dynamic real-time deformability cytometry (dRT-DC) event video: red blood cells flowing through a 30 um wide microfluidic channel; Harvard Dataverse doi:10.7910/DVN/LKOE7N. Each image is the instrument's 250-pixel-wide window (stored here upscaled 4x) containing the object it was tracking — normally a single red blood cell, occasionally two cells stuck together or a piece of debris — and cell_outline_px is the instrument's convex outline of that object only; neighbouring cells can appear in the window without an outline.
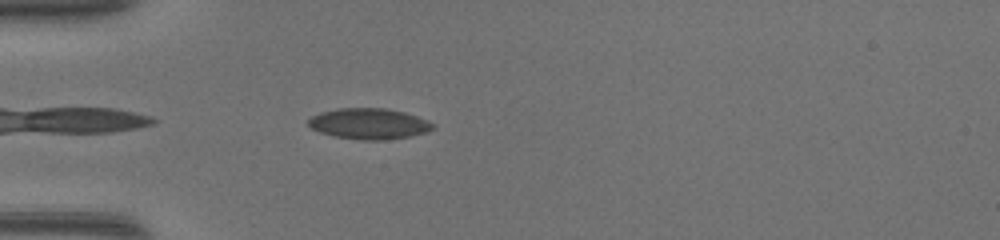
{"species": "common noctule bat (a hibernating species)", "species_latin": "Nyctalus noctula", "temperature_condition": "warm", "stored_images_in_passage": 35, "camera_frame_rate_fps": 3000, "um_per_image_px": 0.085, "animal": {"sex": "female", "body_mass_g": 17.0, "forearm_length_mm": 48.0}, "frame": {"image": 1, "passage_image": 2, "time_ms": 0.333, "image_size_px": [1000, 240], "cell_outline_px": [[432, 128], [428, 132], [408, 136], [384, 140], [360, 140], [336, 136], [320, 132], [312, 128], [308, 124], [308, 120], [312, 116], [320, 112], [336, 108], [388, 108], [404, 112], [428, 120], [432, 124]], "centroid_in_image_um": [31.35, 10.5], "position_along_channel_um": 53.7, "area_um2": 22.25}}
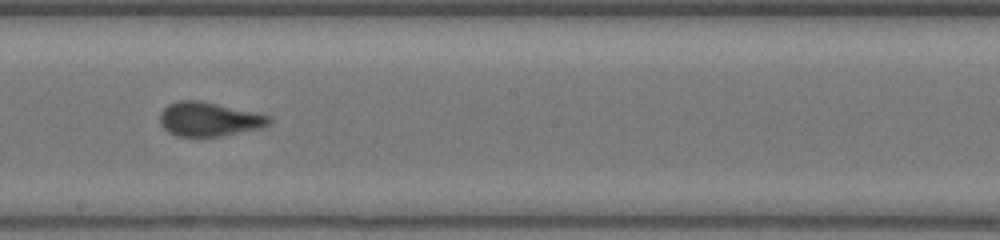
{"frame": {"image": 2, "passage_image": 15, "time_ms": 4.667, "image_size_px": [1000, 240], "cell_outline_px": [[272, 120], [268, 124], [260, 128], [220, 136], [176, 136], [168, 132], [160, 124], [160, 112], [168, 104], [180, 100], [200, 100], [256, 112], [272, 116]], "centroid_in_image_um": [17.76, 10.12], "position_along_channel_um": 230.4, "area_um2": 21.73}}
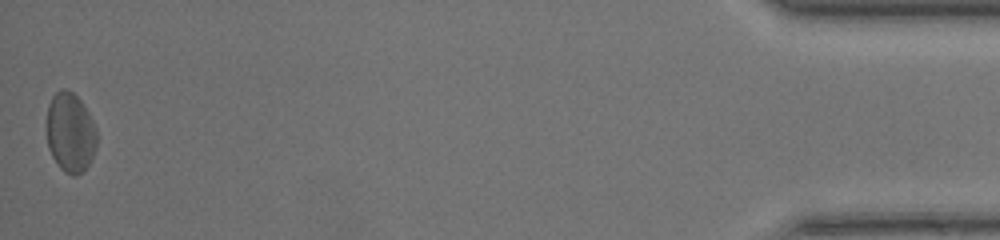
{"frame": {"image": 3, "passage_image": 35, "time_ms": 11.333, "image_size_px": [1000, 240], "cell_outline_px": [[96, 148], [88, 164], [76, 176], [72, 176], [64, 172], [60, 168], [52, 156], [48, 148], [48, 104], [52, 96], [60, 88], [68, 88], [84, 104], [96, 128]], "centroid_in_image_um": [5.98, 11.24], "position_along_channel_um": 429.2, "area_um2": 23.12}, "authors_computed_cell_mechanics": {"area_um2": 22.0796, "velocity_mm_per_s": 4.3541, "shape_relaxation_time_tau1_ms": 7.8408, "shape_relaxation_time_tau2_ms": 0.9407, "deformation_change_tau1": 0.1839, "deformation_change_tau2": 0.0678}}